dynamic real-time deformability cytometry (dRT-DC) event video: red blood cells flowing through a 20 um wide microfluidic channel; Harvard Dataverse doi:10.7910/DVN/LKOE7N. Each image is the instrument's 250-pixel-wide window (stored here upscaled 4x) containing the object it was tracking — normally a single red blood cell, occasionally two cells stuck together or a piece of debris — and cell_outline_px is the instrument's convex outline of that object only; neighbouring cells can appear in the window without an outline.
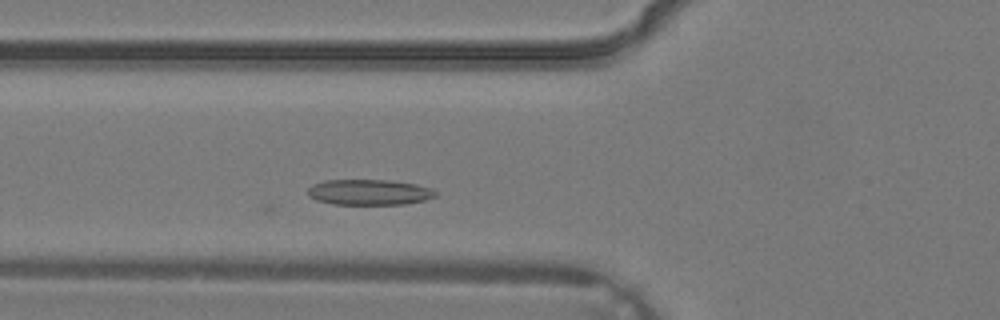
{"species": "common noctule bat (a hibernating species)", "species_latin": "Nyctalus noctula", "temperature_condition": "warm", "stored_images_in_passage": 2, "camera_frame_rate_fps": 3000, "um_per_image_px": 0.085, "animal": {"sex": "male", "body_mass_g": 19.2, "forearm_length_mm": 51.8}, "frame": {"image": 1, "passage_image": 2, "time_ms": 0.333, "image_size_px": [1000, 320], "cell_outline_px": [[436, 196], [424, 200], [404, 204], [332, 204], [316, 200], [308, 196], [308, 188], [312, 184], [324, 180], [388, 180], [416, 184], [432, 188], [436, 192]], "centroid_in_image_um": [31.36, 16.33], "position_along_channel_um": 94.4, "area_um2": 19.07}}